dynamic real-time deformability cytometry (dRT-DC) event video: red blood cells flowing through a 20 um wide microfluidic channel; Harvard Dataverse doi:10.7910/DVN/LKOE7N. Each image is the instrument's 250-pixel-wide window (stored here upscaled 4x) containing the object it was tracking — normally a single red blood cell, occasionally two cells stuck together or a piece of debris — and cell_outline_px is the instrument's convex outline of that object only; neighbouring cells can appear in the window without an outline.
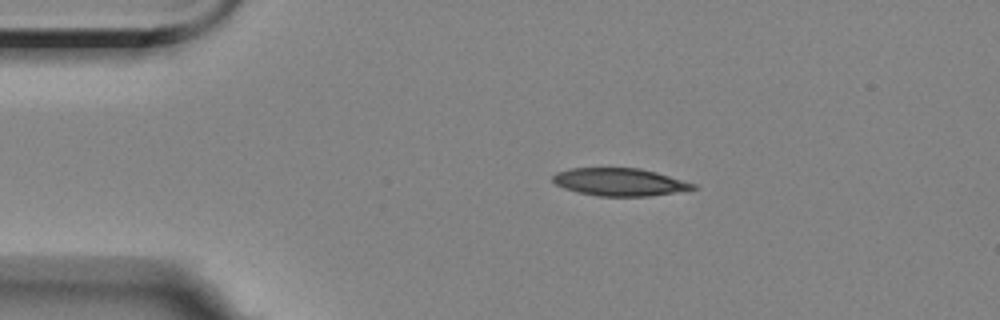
{"species": "Egyptian fruit bat (a non-hibernating species)", "species_latin": "Rousettus aegyptiacus", "temperature_condition": "room temperature", "stored_images_in_passage": 3, "segment_of_instrument_passage": [1, 2], "camera_frame_rate_fps": 3000, "um_per_image_px": 0.085, "animal": {"sex": "female"}, "frame": {"image": 1, "passage_image": 1, "time_ms": 0.0, "image_size_px": [1000, 320], "cell_outline_px": [[700, 188], [652, 196], [596, 196], [576, 192], [564, 188], [556, 184], [552, 180], [552, 176], [556, 172], [568, 168], [640, 168], [656, 172], [696, 184]], "centroid_in_image_um": [52.66, 15.47], "position_along_channel_um": 32.3, "area_um2": 22.77}}